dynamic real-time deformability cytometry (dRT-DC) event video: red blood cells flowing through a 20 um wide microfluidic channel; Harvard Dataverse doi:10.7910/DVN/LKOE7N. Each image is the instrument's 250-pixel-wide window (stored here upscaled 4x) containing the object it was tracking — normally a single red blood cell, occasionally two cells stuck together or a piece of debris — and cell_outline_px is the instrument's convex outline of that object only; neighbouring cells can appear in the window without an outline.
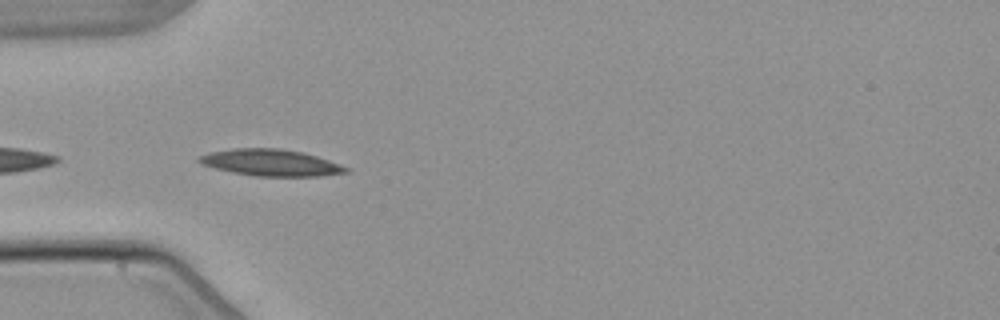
{"species": "common noctule bat (a hibernating species)", "species_latin": "Nyctalus noctula", "temperature_condition": "warm", "stored_images_in_passage": 5, "camera_frame_rate_fps": 3000, "um_per_image_px": 0.085, "animal": {"sex": "male", "body_mass_g": 21.5, "forearm_length_mm": 52.0}, "frame": {"image": 1, "passage_image": 3, "time_ms": 3.333, "image_size_px": [1000, 320], "cell_outline_px": [[352, 172], [320, 176], [256, 176], [232, 172], [200, 164], [196, 160], [200, 156], [212, 152], [232, 148], [280, 148], [304, 152], [352, 168]], "centroid_in_image_um": [23.08, 13.83], "position_along_channel_um": 61.9, "area_um2": 22.89}}